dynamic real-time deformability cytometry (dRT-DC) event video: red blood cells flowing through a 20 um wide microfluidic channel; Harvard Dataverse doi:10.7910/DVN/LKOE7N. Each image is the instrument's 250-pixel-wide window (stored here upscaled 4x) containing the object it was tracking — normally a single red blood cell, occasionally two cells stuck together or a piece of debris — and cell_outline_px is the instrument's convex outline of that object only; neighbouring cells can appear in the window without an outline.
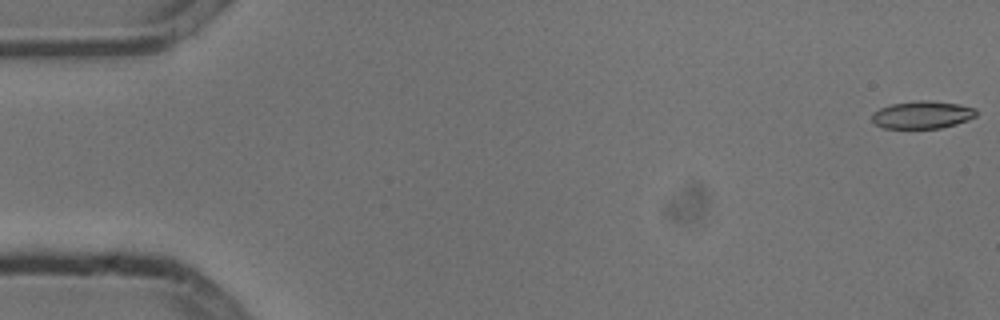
{"species": "common noctule bat (a hibernating species)", "species_latin": "Nyctalus noctula", "temperature_condition": "cold", "stored_images_in_passage": 6, "camera_frame_rate_fps": 3000, "um_per_image_px": 0.085, "animal": {"sex": "male", "body_mass_g": 13.3}, "frame": {"image": 1, "passage_image": 1, "time_ms": 0.0, "image_size_px": [1000, 320], "cell_outline_px": [[976, 116], [968, 120], [956, 124], [940, 128], [884, 128], [876, 124], [872, 120], [872, 112], [880, 108], [892, 104], [916, 100], [928, 100], [960, 104], [976, 108]], "centroid_in_image_um": [78.4, 9.75], "position_along_channel_um": 6.6, "area_um2": 16.82}}